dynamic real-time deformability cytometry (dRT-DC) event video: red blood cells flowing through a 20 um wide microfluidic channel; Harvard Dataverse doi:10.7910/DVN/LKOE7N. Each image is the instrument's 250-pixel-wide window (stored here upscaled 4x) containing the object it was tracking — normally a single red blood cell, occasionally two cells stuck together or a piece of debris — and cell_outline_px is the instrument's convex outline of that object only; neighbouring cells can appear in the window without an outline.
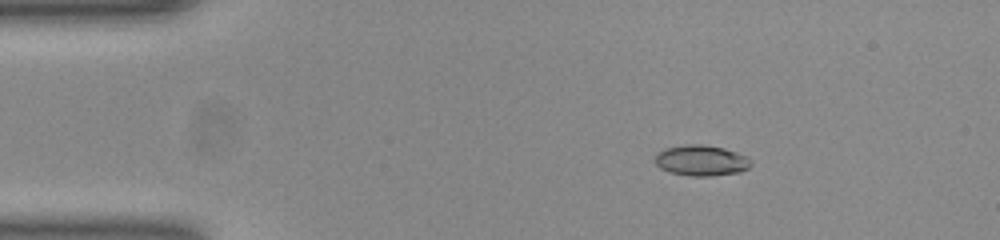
{"species": "common noctule bat (a hibernating species)", "species_latin": "Nyctalus noctula", "temperature_condition": "room temperature", "stored_images_in_passage": 29, "camera_frame_rate_fps": 3000, "um_per_image_px": 0.085, "animal": {"sex": "female", "body_mass_g": 23.0, "forearm_length_mm": 53.4}, "frame": {"image": 1, "passage_image": 2, "time_ms": 0.333, "image_size_px": [1000, 240], "cell_outline_px": [[752, 164], [748, 168], [740, 172], [712, 176], [692, 176], [672, 172], [660, 168], [656, 164], [656, 156], [660, 152], [668, 148], [688, 144], [704, 144], [724, 148], [736, 152], [752, 160]], "centroid_in_image_um": [59.66, 13.64], "position_along_channel_um": 25.3, "area_um2": 16.94}}
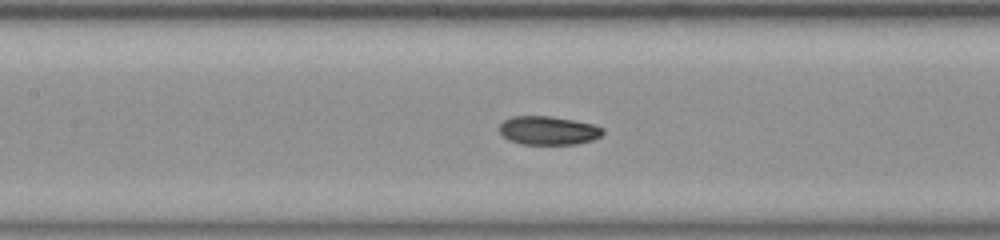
{"frame": {"image": 2, "passage_image": 17, "time_ms": 5.333, "image_size_px": [1000, 240], "cell_outline_px": [[604, 132], [600, 136], [592, 140], [576, 144], [524, 144], [508, 140], [500, 132], [500, 124], [504, 120], [512, 116], [552, 116], [592, 124], [604, 128]], "centroid_in_image_um": [46.61, 11.09], "position_along_channel_um": 160.8, "area_um2": 17.17}}
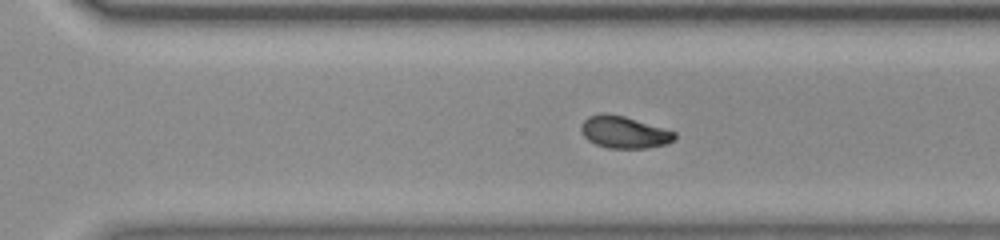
{"frame": {"image": 3, "passage_image": 29, "time_ms": 9.333, "image_size_px": [1000, 240], "cell_outline_px": [[676, 140], [664, 144], [644, 148], [608, 148], [596, 144], [588, 140], [584, 136], [580, 128], [580, 124], [588, 116], [600, 112], [608, 112], [624, 116], [676, 132]], "centroid_in_image_um": [53.01, 11.22], "position_along_channel_um": 317.6, "area_um2": 17.51}}